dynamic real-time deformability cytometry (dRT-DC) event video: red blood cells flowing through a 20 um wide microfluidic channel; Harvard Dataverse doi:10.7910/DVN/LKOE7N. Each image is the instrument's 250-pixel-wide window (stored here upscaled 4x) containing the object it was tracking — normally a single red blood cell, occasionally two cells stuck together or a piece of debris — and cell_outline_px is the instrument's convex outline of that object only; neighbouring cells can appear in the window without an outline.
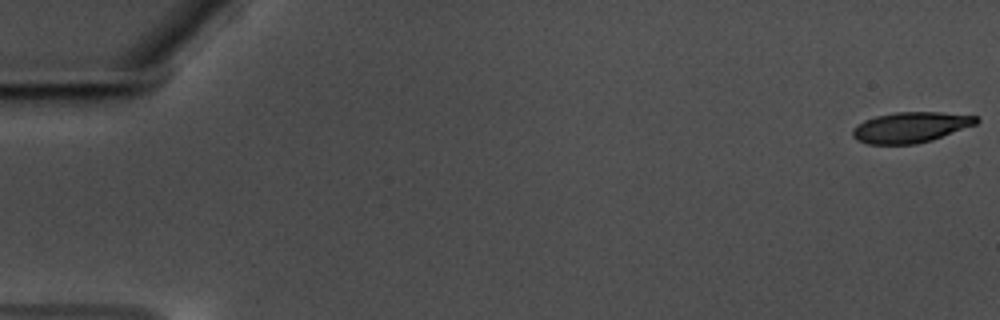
{"species": "common noctule bat (a hibernating species)", "species_latin": "Nyctalus noctula", "temperature_condition": "warm", "stored_images_in_passage": 13, "camera_frame_rate_fps": 3000, "um_per_image_px": 0.085, "animal": {"sex": "male", "body_mass_g": 17.5, "forearm_length_mm": 52.3}, "frame": {"image": 1, "passage_image": 1, "time_ms": 0.0, "image_size_px": [1000, 320], "cell_outline_px": [[980, 120], [976, 124], [932, 140], [916, 144], [868, 144], [856, 140], [852, 136], [852, 128], [856, 124], [864, 120], [876, 116], [896, 112], [940, 112], [976, 116]], "centroid_in_image_um": [77.36, 10.82], "position_along_channel_um": 7.6, "area_um2": 22.08}}